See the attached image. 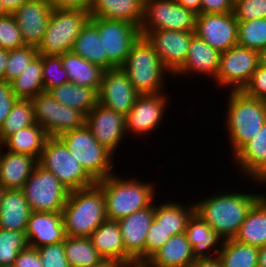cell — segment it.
<instances>
[{
    "instance_id": "obj_1",
    "label": "cell",
    "mask_w": 266,
    "mask_h": 267,
    "mask_svg": "<svg viewBox=\"0 0 266 267\" xmlns=\"http://www.w3.org/2000/svg\"><path fill=\"white\" fill-rule=\"evenodd\" d=\"M224 192V193H223ZM263 193L222 191L197 200L195 212L223 239H234L241 224Z\"/></svg>"
},
{
    "instance_id": "obj_2",
    "label": "cell",
    "mask_w": 266,
    "mask_h": 267,
    "mask_svg": "<svg viewBox=\"0 0 266 267\" xmlns=\"http://www.w3.org/2000/svg\"><path fill=\"white\" fill-rule=\"evenodd\" d=\"M154 183L142 182L135 176L123 179L117 173L97 181L104 193L107 219L118 221L152 205L156 201Z\"/></svg>"
},
{
    "instance_id": "obj_3",
    "label": "cell",
    "mask_w": 266,
    "mask_h": 267,
    "mask_svg": "<svg viewBox=\"0 0 266 267\" xmlns=\"http://www.w3.org/2000/svg\"><path fill=\"white\" fill-rule=\"evenodd\" d=\"M62 216L66 236L90 237L107 219L102 189L94 184L87 188L69 191Z\"/></svg>"
},
{
    "instance_id": "obj_4",
    "label": "cell",
    "mask_w": 266,
    "mask_h": 267,
    "mask_svg": "<svg viewBox=\"0 0 266 267\" xmlns=\"http://www.w3.org/2000/svg\"><path fill=\"white\" fill-rule=\"evenodd\" d=\"M228 91L225 130L234 155L266 122V101L249 97L243 91Z\"/></svg>"
},
{
    "instance_id": "obj_5",
    "label": "cell",
    "mask_w": 266,
    "mask_h": 267,
    "mask_svg": "<svg viewBox=\"0 0 266 267\" xmlns=\"http://www.w3.org/2000/svg\"><path fill=\"white\" fill-rule=\"evenodd\" d=\"M139 94H155L164 91L165 77L172 76L163 66L160 57L144 37L131 46L120 67ZM168 74V76H166ZM165 76V77H164Z\"/></svg>"
},
{
    "instance_id": "obj_6",
    "label": "cell",
    "mask_w": 266,
    "mask_h": 267,
    "mask_svg": "<svg viewBox=\"0 0 266 267\" xmlns=\"http://www.w3.org/2000/svg\"><path fill=\"white\" fill-rule=\"evenodd\" d=\"M59 138L96 182L115 172L114 154L98 142L86 125L65 132Z\"/></svg>"
},
{
    "instance_id": "obj_7",
    "label": "cell",
    "mask_w": 266,
    "mask_h": 267,
    "mask_svg": "<svg viewBox=\"0 0 266 267\" xmlns=\"http://www.w3.org/2000/svg\"><path fill=\"white\" fill-rule=\"evenodd\" d=\"M90 17L89 12L81 9L53 8L46 32L37 47L39 55H62L71 51Z\"/></svg>"
},
{
    "instance_id": "obj_8",
    "label": "cell",
    "mask_w": 266,
    "mask_h": 267,
    "mask_svg": "<svg viewBox=\"0 0 266 267\" xmlns=\"http://www.w3.org/2000/svg\"><path fill=\"white\" fill-rule=\"evenodd\" d=\"M38 164L53 173L69 191L87 188L97 183L59 137H48Z\"/></svg>"
},
{
    "instance_id": "obj_9",
    "label": "cell",
    "mask_w": 266,
    "mask_h": 267,
    "mask_svg": "<svg viewBox=\"0 0 266 267\" xmlns=\"http://www.w3.org/2000/svg\"><path fill=\"white\" fill-rule=\"evenodd\" d=\"M32 211L62 212L69 190L50 171L36 165L21 189Z\"/></svg>"
},
{
    "instance_id": "obj_10",
    "label": "cell",
    "mask_w": 266,
    "mask_h": 267,
    "mask_svg": "<svg viewBox=\"0 0 266 267\" xmlns=\"http://www.w3.org/2000/svg\"><path fill=\"white\" fill-rule=\"evenodd\" d=\"M197 14L175 0H149L144 3L140 36L149 31H195Z\"/></svg>"
},
{
    "instance_id": "obj_11",
    "label": "cell",
    "mask_w": 266,
    "mask_h": 267,
    "mask_svg": "<svg viewBox=\"0 0 266 267\" xmlns=\"http://www.w3.org/2000/svg\"><path fill=\"white\" fill-rule=\"evenodd\" d=\"M97 29L103 46V54L115 66L121 67L131 49L139 39V28L124 20H110L102 17H90Z\"/></svg>"
},
{
    "instance_id": "obj_12",
    "label": "cell",
    "mask_w": 266,
    "mask_h": 267,
    "mask_svg": "<svg viewBox=\"0 0 266 267\" xmlns=\"http://www.w3.org/2000/svg\"><path fill=\"white\" fill-rule=\"evenodd\" d=\"M258 67V51L236 45L221 52L214 83L230 91H242Z\"/></svg>"
},
{
    "instance_id": "obj_13",
    "label": "cell",
    "mask_w": 266,
    "mask_h": 267,
    "mask_svg": "<svg viewBox=\"0 0 266 267\" xmlns=\"http://www.w3.org/2000/svg\"><path fill=\"white\" fill-rule=\"evenodd\" d=\"M165 92L139 94L131 110L125 115L126 134L146 136L161 125L170 103Z\"/></svg>"
},
{
    "instance_id": "obj_14",
    "label": "cell",
    "mask_w": 266,
    "mask_h": 267,
    "mask_svg": "<svg viewBox=\"0 0 266 267\" xmlns=\"http://www.w3.org/2000/svg\"><path fill=\"white\" fill-rule=\"evenodd\" d=\"M237 32L234 12L200 13L196 17L195 35L220 53L238 45Z\"/></svg>"
},
{
    "instance_id": "obj_15",
    "label": "cell",
    "mask_w": 266,
    "mask_h": 267,
    "mask_svg": "<svg viewBox=\"0 0 266 267\" xmlns=\"http://www.w3.org/2000/svg\"><path fill=\"white\" fill-rule=\"evenodd\" d=\"M194 31L156 30L143 37L157 52L163 66L173 75L184 65Z\"/></svg>"
},
{
    "instance_id": "obj_16",
    "label": "cell",
    "mask_w": 266,
    "mask_h": 267,
    "mask_svg": "<svg viewBox=\"0 0 266 267\" xmlns=\"http://www.w3.org/2000/svg\"><path fill=\"white\" fill-rule=\"evenodd\" d=\"M138 95L120 67L104 70L98 91V103L125 116L133 107Z\"/></svg>"
},
{
    "instance_id": "obj_17",
    "label": "cell",
    "mask_w": 266,
    "mask_h": 267,
    "mask_svg": "<svg viewBox=\"0 0 266 267\" xmlns=\"http://www.w3.org/2000/svg\"><path fill=\"white\" fill-rule=\"evenodd\" d=\"M85 125L90 129L98 142L111 151L115 152L126 136L125 116L115 112L100 103L86 115Z\"/></svg>"
},
{
    "instance_id": "obj_18",
    "label": "cell",
    "mask_w": 266,
    "mask_h": 267,
    "mask_svg": "<svg viewBox=\"0 0 266 267\" xmlns=\"http://www.w3.org/2000/svg\"><path fill=\"white\" fill-rule=\"evenodd\" d=\"M155 202L142 210L118 220L125 253L141 267L145 263V244L148 230L154 220Z\"/></svg>"
},
{
    "instance_id": "obj_19",
    "label": "cell",
    "mask_w": 266,
    "mask_h": 267,
    "mask_svg": "<svg viewBox=\"0 0 266 267\" xmlns=\"http://www.w3.org/2000/svg\"><path fill=\"white\" fill-rule=\"evenodd\" d=\"M53 8L48 0H29L12 13L25 45L39 46Z\"/></svg>"
},
{
    "instance_id": "obj_20",
    "label": "cell",
    "mask_w": 266,
    "mask_h": 267,
    "mask_svg": "<svg viewBox=\"0 0 266 267\" xmlns=\"http://www.w3.org/2000/svg\"><path fill=\"white\" fill-rule=\"evenodd\" d=\"M232 157L241 174L256 184H266V122Z\"/></svg>"
},
{
    "instance_id": "obj_21",
    "label": "cell",
    "mask_w": 266,
    "mask_h": 267,
    "mask_svg": "<svg viewBox=\"0 0 266 267\" xmlns=\"http://www.w3.org/2000/svg\"><path fill=\"white\" fill-rule=\"evenodd\" d=\"M25 236L28 246L33 248L64 242L66 233L62 212L32 211Z\"/></svg>"
},
{
    "instance_id": "obj_22",
    "label": "cell",
    "mask_w": 266,
    "mask_h": 267,
    "mask_svg": "<svg viewBox=\"0 0 266 267\" xmlns=\"http://www.w3.org/2000/svg\"><path fill=\"white\" fill-rule=\"evenodd\" d=\"M89 238L104 260L113 261L120 267H137V264L125 253L118 221L106 219Z\"/></svg>"
},
{
    "instance_id": "obj_23",
    "label": "cell",
    "mask_w": 266,
    "mask_h": 267,
    "mask_svg": "<svg viewBox=\"0 0 266 267\" xmlns=\"http://www.w3.org/2000/svg\"><path fill=\"white\" fill-rule=\"evenodd\" d=\"M220 52L204 40L194 35L190 40L189 51L184 65L173 75H203L215 79L219 70ZM190 73V74H189Z\"/></svg>"
},
{
    "instance_id": "obj_24",
    "label": "cell",
    "mask_w": 266,
    "mask_h": 267,
    "mask_svg": "<svg viewBox=\"0 0 266 267\" xmlns=\"http://www.w3.org/2000/svg\"><path fill=\"white\" fill-rule=\"evenodd\" d=\"M184 234L191 244L195 259L216 257L223 243V239L196 212L190 217Z\"/></svg>"
},
{
    "instance_id": "obj_25",
    "label": "cell",
    "mask_w": 266,
    "mask_h": 267,
    "mask_svg": "<svg viewBox=\"0 0 266 267\" xmlns=\"http://www.w3.org/2000/svg\"><path fill=\"white\" fill-rule=\"evenodd\" d=\"M0 146V185L5 189H22L38 164L32 156L2 151Z\"/></svg>"
},
{
    "instance_id": "obj_26",
    "label": "cell",
    "mask_w": 266,
    "mask_h": 267,
    "mask_svg": "<svg viewBox=\"0 0 266 267\" xmlns=\"http://www.w3.org/2000/svg\"><path fill=\"white\" fill-rule=\"evenodd\" d=\"M195 260L191 244L182 233L171 236L141 267H190Z\"/></svg>"
},
{
    "instance_id": "obj_27",
    "label": "cell",
    "mask_w": 266,
    "mask_h": 267,
    "mask_svg": "<svg viewBox=\"0 0 266 267\" xmlns=\"http://www.w3.org/2000/svg\"><path fill=\"white\" fill-rule=\"evenodd\" d=\"M31 213L21 189H6L0 202V229L25 232Z\"/></svg>"
},
{
    "instance_id": "obj_28",
    "label": "cell",
    "mask_w": 266,
    "mask_h": 267,
    "mask_svg": "<svg viewBox=\"0 0 266 267\" xmlns=\"http://www.w3.org/2000/svg\"><path fill=\"white\" fill-rule=\"evenodd\" d=\"M144 3L140 0H94L91 17L124 20L138 28L143 20Z\"/></svg>"
},
{
    "instance_id": "obj_29",
    "label": "cell",
    "mask_w": 266,
    "mask_h": 267,
    "mask_svg": "<svg viewBox=\"0 0 266 267\" xmlns=\"http://www.w3.org/2000/svg\"><path fill=\"white\" fill-rule=\"evenodd\" d=\"M62 66L67 72L69 82L99 91L104 72L100 66L85 60L72 51L62 54Z\"/></svg>"
},
{
    "instance_id": "obj_30",
    "label": "cell",
    "mask_w": 266,
    "mask_h": 267,
    "mask_svg": "<svg viewBox=\"0 0 266 267\" xmlns=\"http://www.w3.org/2000/svg\"><path fill=\"white\" fill-rule=\"evenodd\" d=\"M183 205L181 202L166 201L157 205L155 202L154 219L170 233L171 236L184 233L188 221L195 212L194 202H187Z\"/></svg>"
},
{
    "instance_id": "obj_31",
    "label": "cell",
    "mask_w": 266,
    "mask_h": 267,
    "mask_svg": "<svg viewBox=\"0 0 266 267\" xmlns=\"http://www.w3.org/2000/svg\"><path fill=\"white\" fill-rule=\"evenodd\" d=\"M234 239L255 247L266 245V198L264 196L250 209Z\"/></svg>"
},
{
    "instance_id": "obj_32",
    "label": "cell",
    "mask_w": 266,
    "mask_h": 267,
    "mask_svg": "<svg viewBox=\"0 0 266 267\" xmlns=\"http://www.w3.org/2000/svg\"><path fill=\"white\" fill-rule=\"evenodd\" d=\"M48 137L46 130L35 123L8 136L0 146L6 147L8 151L39 159Z\"/></svg>"
},
{
    "instance_id": "obj_33",
    "label": "cell",
    "mask_w": 266,
    "mask_h": 267,
    "mask_svg": "<svg viewBox=\"0 0 266 267\" xmlns=\"http://www.w3.org/2000/svg\"><path fill=\"white\" fill-rule=\"evenodd\" d=\"M71 51L104 70L116 68L103 54L98 29L90 21L81 29Z\"/></svg>"
},
{
    "instance_id": "obj_34",
    "label": "cell",
    "mask_w": 266,
    "mask_h": 267,
    "mask_svg": "<svg viewBox=\"0 0 266 267\" xmlns=\"http://www.w3.org/2000/svg\"><path fill=\"white\" fill-rule=\"evenodd\" d=\"M62 105L80 110L87 115L98 103V92L93 88L71 82L63 83L48 91Z\"/></svg>"
},
{
    "instance_id": "obj_35",
    "label": "cell",
    "mask_w": 266,
    "mask_h": 267,
    "mask_svg": "<svg viewBox=\"0 0 266 267\" xmlns=\"http://www.w3.org/2000/svg\"><path fill=\"white\" fill-rule=\"evenodd\" d=\"M12 90L17 99L31 100L44 92L42 76V55H37L26 69L11 82Z\"/></svg>"
},
{
    "instance_id": "obj_36",
    "label": "cell",
    "mask_w": 266,
    "mask_h": 267,
    "mask_svg": "<svg viewBox=\"0 0 266 267\" xmlns=\"http://www.w3.org/2000/svg\"><path fill=\"white\" fill-rule=\"evenodd\" d=\"M259 247L235 239L223 240L217 255L222 267H258Z\"/></svg>"
},
{
    "instance_id": "obj_37",
    "label": "cell",
    "mask_w": 266,
    "mask_h": 267,
    "mask_svg": "<svg viewBox=\"0 0 266 267\" xmlns=\"http://www.w3.org/2000/svg\"><path fill=\"white\" fill-rule=\"evenodd\" d=\"M64 251L70 267H92L104 261L89 237L66 236Z\"/></svg>"
},
{
    "instance_id": "obj_38",
    "label": "cell",
    "mask_w": 266,
    "mask_h": 267,
    "mask_svg": "<svg viewBox=\"0 0 266 267\" xmlns=\"http://www.w3.org/2000/svg\"><path fill=\"white\" fill-rule=\"evenodd\" d=\"M35 123L31 100L17 99L0 128V144L8 136Z\"/></svg>"
},
{
    "instance_id": "obj_39",
    "label": "cell",
    "mask_w": 266,
    "mask_h": 267,
    "mask_svg": "<svg viewBox=\"0 0 266 267\" xmlns=\"http://www.w3.org/2000/svg\"><path fill=\"white\" fill-rule=\"evenodd\" d=\"M238 45L260 51L266 47V18L238 21Z\"/></svg>"
},
{
    "instance_id": "obj_40",
    "label": "cell",
    "mask_w": 266,
    "mask_h": 267,
    "mask_svg": "<svg viewBox=\"0 0 266 267\" xmlns=\"http://www.w3.org/2000/svg\"><path fill=\"white\" fill-rule=\"evenodd\" d=\"M31 102L35 122L46 130L49 137H54V119L58 102L45 91L33 97Z\"/></svg>"
},
{
    "instance_id": "obj_41",
    "label": "cell",
    "mask_w": 266,
    "mask_h": 267,
    "mask_svg": "<svg viewBox=\"0 0 266 267\" xmlns=\"http://www.w3.org/2000/svg\"><path fill=\"white\" fill-rule=\"evenodd\" d=\"M27 246L25 232L0 229V267L13 266L19 252Z\"/></svg>"
},
{
    "instance_id": "obj_42",
    "label": "cell",
    "mask_w": 266,
    "mask_h": 267,
    "mask_svg": "<svg viewBox=\"0 0 266 267\" xmlns=\"http://www.w3.org/2000/svg\"><path fill=\"white\" fill-rule=\"evenodd\" d=\"M38 54L36 47L27 45L9 50L5 69V80L11 83L26 69L27 65H29Z\"/></svg>"
},
{
    "instance_id": "obj_43",
    "label": "cell",
    "mask_w": 266,
    "mask_h": 267,
    "mask_svg": "<svg viewBox=\"0 0 266 267\" xmlns=\"http://www.w3.org/2000/svg\"><path fill=\"white\" fill-rule=\"evenodd\" d=\"M42 76L45 92L69 81L62 66V55H42Z\"/></svg>"
},
{
    "instance_id": "obj_44",
    "label": "cell",
    "mask_w": 266,
    "mask_h": 267,
    "mask_svg": "<svg viewBox=\"0 0 266 267\" xmlns=\"http://www.w3.org/2000/svg\"><path fill=\"white\" fill-rule=\"evenodd\" d=\"M86 115L80 110L57 103L54 119V137L85 125Z\"/></svg>"
},
{
    "instance_id": "obj_45",
    "label": "cell",
    "mask_w": 266,
    "mask_h": 267,
    "mask_svg": "<svg viewBox=\"0 0 266 267\" xmlns=\"http://www.w3.org/2000/svg\"><path fill=\"white\" fill-rule=\"evenodd\" d=\"M25 46L21 32L12 14L0 17V48L12 50Z\"/></svg>"
},
{
    "instance_id": "obj_46",
    "label": "cell",
    "mask_w": 266,
    "mask_h": 267,
    "mask_svg": "<svg viewBox=\"0 0 266 267\" xmlns=\"http://www.w3.org/2000/svg\"><path fill=\"white\" fill-rule=\"evenodd\" d=\"M237 21L266 18V0H234Z\"/></svg>"
},
{
    "instance_id": "obj_47",
    "label": "cell",
    "mask_w": 266,
    "mask_h": 267,
    "mask_svg": "<svg viewBox=\"0 0 266 267\" xmlns=\"http://www.w3.org/2000/svg\"><path fill=\"white\" fill-rule=\"evenodd\" d=\"M43 267H70L65 256L64 242L37 248Z\"/></svg>"
},
{
    "instance_id": "obj_48",
    "label": "cell",
    "mask_w": 266,
    "mask_h": 267,
    "mask_svg": "<svg viewBox=\"0 0 266 267\" xmlns=\"http://www.w3.org/2000/svg\"><path fill=\"white\" fill-rule=\"evenodd\" d=\"M171 235L155 219L148 230L145 244V262L158 251L169 239Z\"/></svg>"
},
{
    "instance_id": "obj_49",
    "label": "cell",
    "mask_w": 266,
    "mask_h": 267,
    "mask_svg": "<svg viewBox=\"0 0 266 267\" xmlns=\"http://www.w3.org/2000/svg\"><path fill=\"white\" fill-rule=\"evenodd\" d=\"M242 91L249 97L266 101V68L258 66Z\"/></svg>"
},
{
    "instance_id": "obj_50",
    "label": "cell",
    "mask_w": 266,
    "mask_h": 267,
    "mask_svg": "<svg viewBox=\"0 0 266 267\" xmlns=\"http://www.w3.org/2000/svg\"><path fill=\"white\" fill-rule=\"evenodd\" d=\"M16 101L17 98L12 90L11 83L0 80V128Z\"/></svg>"
},
{
    "instance_id": "obj_51",
    "label": "cell",
    "mask_w": 266,
    "mask_h": 267,
    "mask_svg": "<svg viewBox=\"0 0 266 267\" xmlns=\"http://www.w3.org/2000/svg\"><path fill=\"white\" fill-rule=\"evenodd\" d=\"M12 267H43L37 248L27 246L20 251Z\"/></svg>"
},
{
    "instance_id": "obj_52",
    "label": "cell",
    "mask_w": 266,
    "mask_h": 267,
    "mask_svg": "<svg viewBox=\"0 0 266 267\" xmlns=\"http://www.w3.org/2000/svg\"><path fill=\"white\" fill-rule=\"evenodd\" d=\"M234 12V0H201V13Z\"/></svg>"
},
{
    "instance_id": "obj_53",
    "label": "cell",
    "mask_w": 266,
    "mask_h": 267,
    "mask_svg": "<svg viewBox=\"0 0 266 267\" xmlns=\"http://www.w3.org/2000/svg\"><path fill=\"white\" fill-rule=\"evenodd\" d=\"M54 8L81 9L91 12L94 0H48Z\"/></svg>"
},
{
    "instance_id": "obj_54",
    "label": "cell",
    "mask_w": 266,
    "mask_h": 267,
    "mask_svg": "<svg viewBox=\"0 0 266 267\" xmlns=\"http://www.w3.org/2000/svg\"><path fill=\"white\" fill-rule=\"evenodd\" d=\"M190 267H222L218 257L196 259Z\"/></svg>"
},
{
    "instance_id": "obj_55",
    "label": "cell",
    "mask_w": 266,
    "mask_h": 267,
    "mask_svg": "<svg viewBox=\"0 0 266 267\" xmlns=\"http://www.w3.org/2000/svg\"><path fill=\"white\" fill-rule=\"evenodd\" d=\"M29 0H1L3 8L6 13L12 14L17 10L23 3Z\"/></svg>"
},
{
    "instance_id": "obj_56",
    "label": "cell",
    "mask_w": 266,
    "mask_h": 267,
    "mask_svg": "<svg viewBox=\"0 0 266 267\" xmlns=\"http://www.w3.org/2000/svg\"><path fill=\"white\" fill-rule=\"evenodd\" d=\"M185 8L193 11L197 15L201 13V0H175Z\"/></svg>"
},
{
    "instance_id": "obj_57",
    "label": "cell",
    "mask_w": 266,
    "mask_h": 267,
    "mask_svg": "<svg viewBox=\"0 0 266 267\" xmlns=\"http://www.w3.org/2000/svg\"><path fill=\"white\" fill-rule=\"evenodd\" d=\"M8 56L9 50L0 48V80H5V69Z\"/></svg>"
},
{
    "instance_id": "obj_58",
    "label": "cell",
    "mask_w": 266,
    "mask_h": 267,
    "mask_svg": "<svg viewBox=\"0 0 266 267\" xmlns=\"http://www.w3.org/2000/svg\"><path fill=\"white\" fill-rule=\"evenodd\" d=\"M258 267H266V245L259 247Z\"/></svg>"
},
{
    "instance_id": "obj_59",
    "label": "cell",
    "mask_w": 266,
    "mask_h": 267,
    "mask_svg": "<svg viewBox=\"0 0 266 267\" xmlns=\"http://www.w3.org/2000/svg\"><path fill=\"white\" fill-rule=\"evenodd\" d=\"M258 66L266 68V47L258 51Z\"/></svg>"
},
{
    "instance_id": "obj_60",
    "label": "cell",
    "mask_w": 266,
    "mask_h": 267,
    "mask_svg": "<svg viewBox=\"0 0 266 267\" xmlns=\"http://www.w3.org/2000/svg\"><path fill=\"white\" fill-rule=\"evenodd\" d=\"M92 267H120L119 265H117L115 262L113 261H109V260H104L102 263L92 266Z\"/></svg>"
},
{
    "instance_id": "obj_61",
    "label": "cell",
    "mask_w": 266,
    "mask_h": 267,
    "mask_svg": "<svg viewBox=\"0 0 266 267\" xmlns=\"http://www.w3.org/2000/svg\"><path fill=\"white\" fill-rule=\"evenodd\" d=\"M7 13L5 12L2 2L0 0V17L6 15Z\"/></svg>"
},
{
    "instance_id": "obj_62",
    "label": "cell",
    "mask_w": 266,
    "mask_h": 267,
    "mask_svg": "<svg viewBox=\"0 0 266 267\" xmlns=\"http://www.w3.org/2000/svg\"><path fill=\"white\" fill-rule=\"evenodd\" d=\"M5 190L6 189L2 185H0V202L2 201Z\"/></svg>"
},
{
    "instance_id": "obj_63",
    "label": "cell",
    "mask_w": 266,
    "mask_h": 267,
    "mask_svg": "<svg viewBox=\"0 0 266 267\" xmlns=\"http://www.w3.org/2000/svg\"><path fill=\"white\" fill-rule=\"evenodd\" d=\"M140 1H142L143 3H146V2L149 1V0H140Z\"/></svg>"
}]
</instances>
